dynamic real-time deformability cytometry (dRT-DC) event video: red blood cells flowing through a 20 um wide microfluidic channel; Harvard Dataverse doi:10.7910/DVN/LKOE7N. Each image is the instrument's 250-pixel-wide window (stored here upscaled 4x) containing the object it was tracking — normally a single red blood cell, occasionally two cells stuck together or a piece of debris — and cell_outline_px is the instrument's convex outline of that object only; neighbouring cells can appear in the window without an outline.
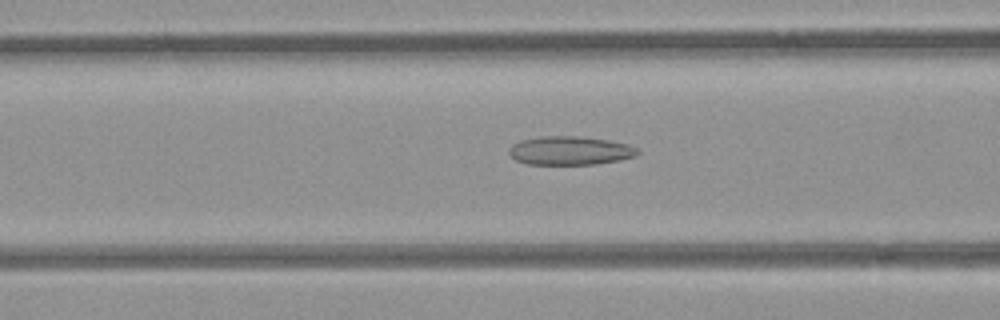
{"species": "common noctule bat (a hibernating species)", "species_latin": "Nyctalus noctula", "temperature_condition": "room temperature", "stored_images_in_passage": 52, "camera_frame_rate_fps": 3000, "um_per_image_px": 0.085, "animal": {"sex": "female", "body_mass_g": 21.9}, "frame": {"image": 1, "passage_image": 21, "time_ms": 6.667, "image_size_px": [1000, 320], "cell_outline_px": [[640, 152], [636, 156], [596, 164], [528, 164], [516, 160], [508, 152], [508, 148], [512, 144], [520, 140], [540, 136], [576, 136], [608, 140], [624, 144], [636, 148]], "centroid_in_image_um": [48.39, 12.8], "position_along_channel_um": 118.2, "area_um2": 21.27}}
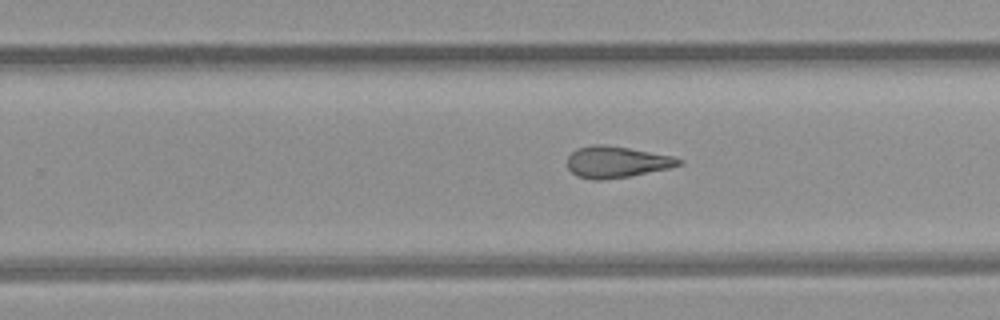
{"frame": {"image": 2, "passage_image": 33, "time_ms": 10.667, "image_size_px": [1000, 320], "cell_outline_px": [[684, 164], [668, 168], [632, 176], [600, 180], [592, 180], [576, 176], [568, 168], [568, 156], [576, 148], [592, 144], [604, 144], [628, 148], [672, 156], [684, 160]], "centroid_in_image_um": [52.4, 13.77], "position_along_channel_um": 277.4, "area_um2": 20.52}}
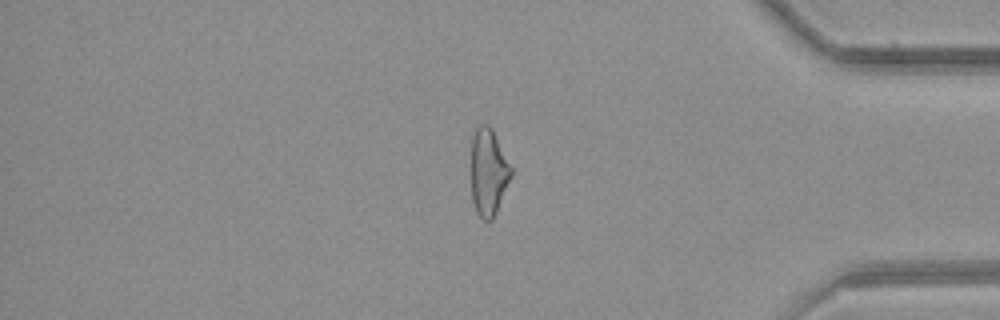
{"frame": {"image": 3, "passage_image": 44, "time_ms": 14.333, "image_size_px": [1000, 320], "cell_outline_px": [[512, 176], [496, 212], [492, 220], [484, 220], [476, 212], [472, 200], [472, 136], [476, 128], [480, 124], [488, 124], [492, 128], [512, 168]], "centroid_in_image_um": [41.52, 14.62], "position_along_channel_um": 393.7, "area_um2": 20.17}, "authors_computed_cell_mechanics": {"area_um2": 22.0507, "velocity_mm_per_s": 3.9806, "shape_relaxation_time_tau1_ms": null, "shape_relaxation_time_tau2_ms": 3.4199, "deformation_change_tau1": null, "deformation_change_tau2": 0.1385}}